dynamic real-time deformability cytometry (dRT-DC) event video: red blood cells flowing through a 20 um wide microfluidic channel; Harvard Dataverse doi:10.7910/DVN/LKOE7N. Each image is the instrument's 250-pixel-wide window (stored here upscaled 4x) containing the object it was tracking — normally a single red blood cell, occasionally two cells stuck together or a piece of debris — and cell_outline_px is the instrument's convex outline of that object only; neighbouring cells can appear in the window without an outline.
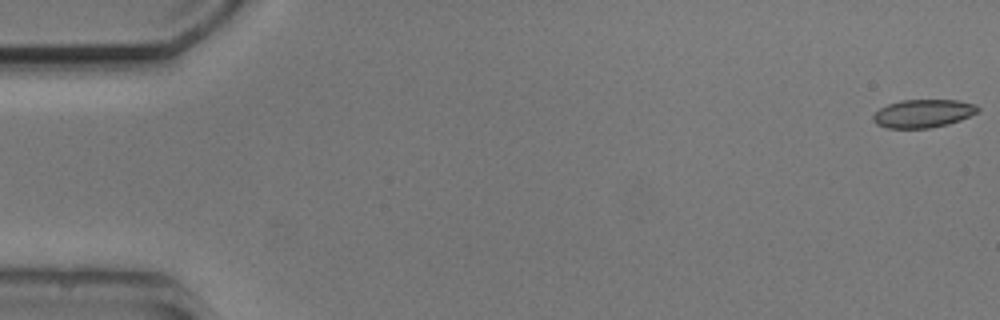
{"species": "common noctule bat (a hibernating species)", "species_latin": "Nyctalus noctula", "temperature_condition": "cold", "stored_images_in_passage": 7, "camera_frame_rate_fps": 3000, "um_per_image_px": 0.085, "animal": {"sex": "male", "body_mass_g": 20.5, "forearm_length_mm": 52.5}, "frame": {"image": 1, "passage_image": 1, "time_ms": 0.0, "image_size_px": [1000, 320], "cell_outline_px": [[980, 112], [960, 120], [948, 124], [928, 128], [888, 128], [876, 124], [872, 120], [872, 116], [880, 108], [888, 104], [900, 100], [956, 100], [976, 104], [980, 108]], "centroid_in_image_um": [78.48, 9.64], "position_along_channel_um": 6.5, "area_um2": 17.28}}
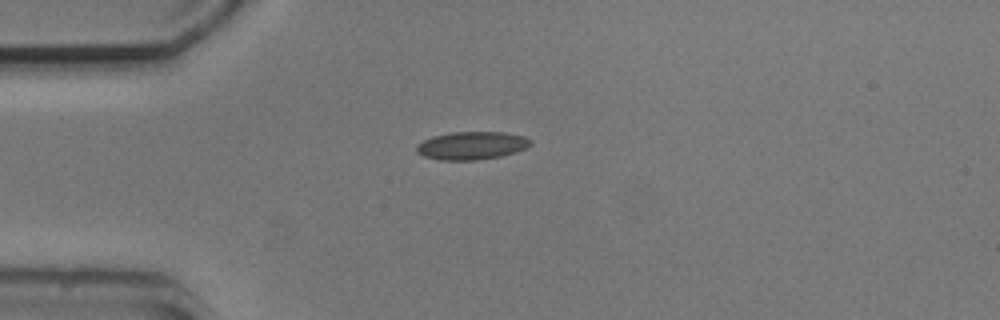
{"frame": {"image": 2, "passage_image": 4, "time_ms": 4.333, "image_size_px": [1000, 320], "cell_outline_px": [[532, 144], [516, 152], [500, 156], [476, 160], [440, 160], [424, 156], [416, 152], [416, 144], [432, 136], [452, 132], [504, 132], [524, 136], [532, 140]], "centroid_in_image_um": [40.08, 12.37], "position_along_channel_um": 44.9, "area_um2": 18.61}}